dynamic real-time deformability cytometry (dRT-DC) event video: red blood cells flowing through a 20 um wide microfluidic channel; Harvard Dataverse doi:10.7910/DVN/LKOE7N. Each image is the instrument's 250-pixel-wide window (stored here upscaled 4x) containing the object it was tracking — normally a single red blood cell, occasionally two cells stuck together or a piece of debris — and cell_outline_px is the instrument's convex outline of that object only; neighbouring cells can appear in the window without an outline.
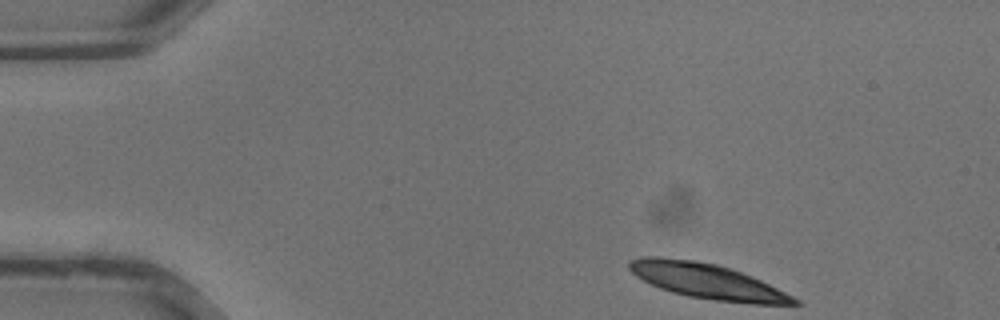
{"species": "common noctule bat (a hibernating species)", "species_latin": "Nyctalus noctula", "temperature_condition": "warm", "stored_images_in_passage": 7, "camera_frame_rate_fps": 3000, "um_per_image_px": 0.085, "animal": {"sex": "male", "body_mass_g": 13.3}, "frame": {"image": 1, "passage_image": 1, "time_ms": 0.0, "image_size_px": [1000, 320], "cell_outline_px": [[804, 304], [752, 304], [716, 300], [688, 296], [672, 292], [660, 288], [636, 276], [628, 268], [628, 260], [640, 256], [660, 256], [696, 260], [716, 264], [732, 268], [752, 276], [800, 300]], "centroid_in_image_um": [60.08, 23.88], "position_along_channel_um": 24.9, "area_um2": 33.81}}